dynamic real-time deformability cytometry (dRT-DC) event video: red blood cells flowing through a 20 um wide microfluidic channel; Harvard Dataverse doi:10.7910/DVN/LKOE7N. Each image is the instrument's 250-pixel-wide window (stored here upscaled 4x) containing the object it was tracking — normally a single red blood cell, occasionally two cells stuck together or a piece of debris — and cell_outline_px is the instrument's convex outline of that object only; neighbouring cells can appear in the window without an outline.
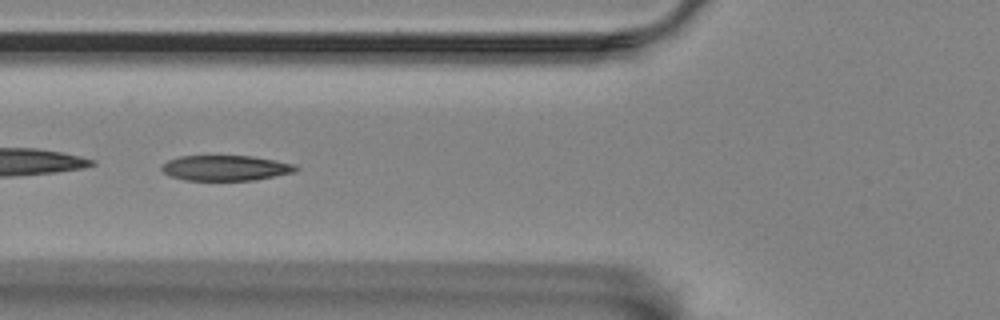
{"species": "Egyptian fruit bat (a non-hibernating species)", "species_latin": "Rousettus aegyptiacus", "temperature_condition": "room temperature", "stored_images_in_passage": 50, "camera_frame_rate_fps": 3000, "um_per_image_px": 0.085, "animal": {"sex": "female"}, "frame": {"image": 1, "passage_image": 15, "time_ms": 4.667, "image_size_px": [1000, 320], "cell_outline_px": [[300, 168], [292, 172], [256, 180], [184, 180], [172, 176], [164, 172], [160, 168], [168, 160], [180, 156], [252, 156], [292, 164]], "centroid_in_image_um": [19.14, 14.28], "position_along_channel_um": 106.7, "area_um2": 19.48}}
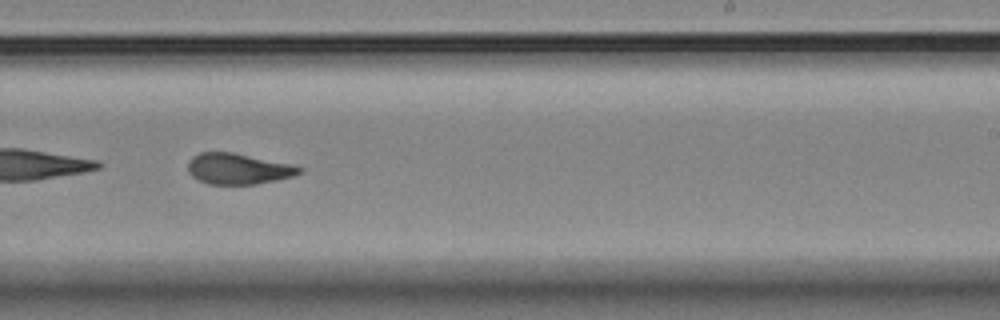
{"frame": {"image": 2, "passage_image": 29, "time_ms": 9.333, "image_size_px": [1000, 320], "cell_outline_px": [[304, 172], [292, 176], [276, 180], [256, 184], [208, 184], [196, 180], [188, 172], [188, 164], [192, 156], [200, 152], [232, 152], [288, 164], [304, 168]], "centroid_in_image_um": [20.21, 14.35], "position_along_channel_um": 268.8, "area_um2": 19.94}}
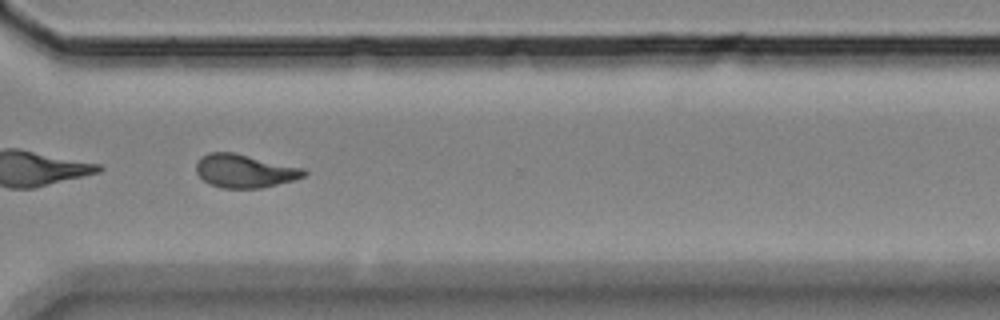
{"frame": {"image": 3, "passage_image": 36, "time_ms": 11.667, "image_size_px": [1000, 320], "cell_outline_px": [[308, 172], [304, 176], [292, 180], [260, 188], [220, 188], [208, 184], [196, 172], [196, 164], [200, 156], [208, 152], [232, 152], [304, 168]], "centroid_in_image_um": [20.75, 14.53], "position_along_channel_um": 349.8, "area_um2": 20.87}}